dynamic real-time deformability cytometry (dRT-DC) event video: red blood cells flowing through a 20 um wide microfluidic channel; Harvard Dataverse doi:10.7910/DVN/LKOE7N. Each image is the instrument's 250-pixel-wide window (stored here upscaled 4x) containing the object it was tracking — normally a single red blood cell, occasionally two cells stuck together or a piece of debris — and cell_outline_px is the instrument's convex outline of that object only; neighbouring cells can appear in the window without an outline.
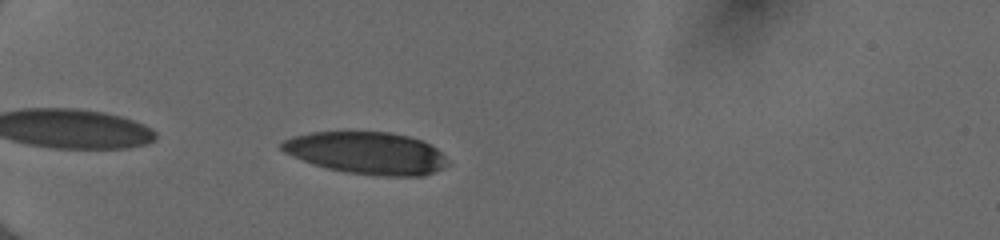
{"species": "human", "species_latin": "Homo sapiens", "temperature_condition": "cold", "stored_images_in_passage": 35, "camera_frame_rate_fps": 3000, "um_per_image_px": 0.085, "donor": {"sex": "female"}, "frame": {"image": 1, "passage_image": 3, "time_ms": 0.667, "image_size_px": [1000, 240], "cell_outline_px": [[452, 164], [444, 168], [424, 176], [376, 176], [344, 172], [312, 164], [292, 156], [284, 152], [280, 148], [280, 144], [284, 140], [292, 136], [312, 132], [392, 132], [408, 136], [420, 140], [436, 148]], "centroid_in_image_um": [31.18, 13.02], "position_along_channel_um": 53.8, "area_um2": 41.04}}
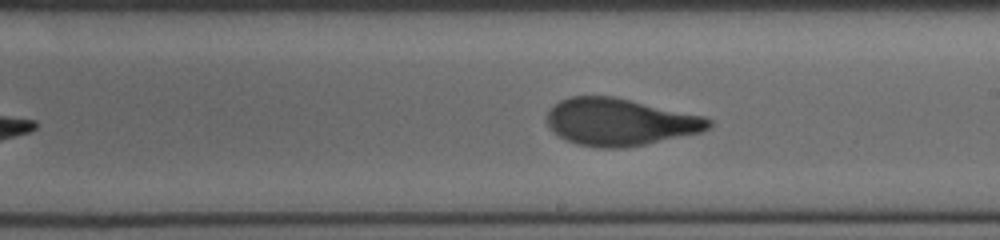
{"frame": {"image": 2, "passage_image": 19, "time_ms": 6.0, "image_size_px": [1000, 240], "cell_outline_px": [[712, 124], [708, 128], [700, 132], [644, 144], [624, 148], [596, 148], [576, 144], [564, 140], [552, 132], [548, 124], [548, 112], [560, 100], [572, 96], [612, 96], [704, 116], [712, 120]], "centroid_in_image_um": [52.66, 10.38], "position_along_channel_um": 236.3, "area_um2": 44.22}}
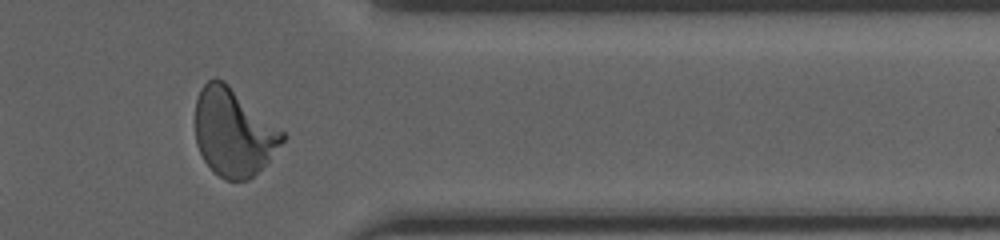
{"frame": {"image": 3, "passage_image": 31, "time_ms": 10.0, "image_size_px": [1000, 240], "cell_outline_px": [[288, 136], [268, 160], [248, 180], [224, 180], [212, 172], [204, 160], [196, 144], [196, 100], [200, 88], [208, 80], [216, 76], [224, 80], [284, 132]], "centroid_in_image_um": [19.82, 11.23], "position_along_channel_um": 391.6, "area_um2": 44.39}, "authors_computed_cell_mechanics": {"area_um2": 43.7546, "velocity_mm_per_s": 4.0175, "shape_relaxation_time_tau1_ms": 3.8081, "shape_relaxation_time_tau2_ms": 0.9286, "deformation_change_tau1": 0.2071, "deformation_change_tau2": 0.0791}}